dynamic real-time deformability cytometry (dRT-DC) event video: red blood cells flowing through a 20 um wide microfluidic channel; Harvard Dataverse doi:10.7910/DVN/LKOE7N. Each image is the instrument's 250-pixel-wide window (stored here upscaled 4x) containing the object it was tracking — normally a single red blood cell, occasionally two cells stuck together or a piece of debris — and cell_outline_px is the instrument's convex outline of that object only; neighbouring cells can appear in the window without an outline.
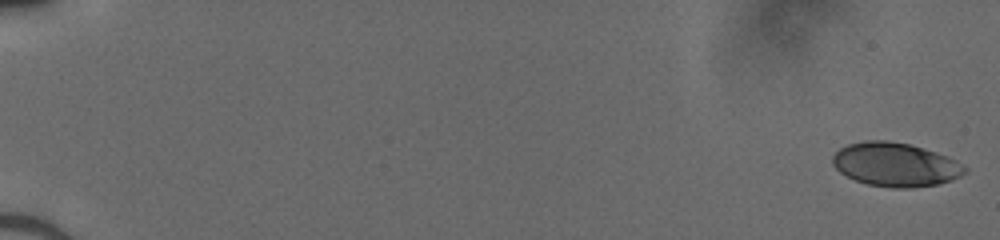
{"species": "human", "species_latin": "Homo sapiens", "temperature_condition": "cold", "stored_images_in_passage": 51, "camera_frame_rate_fps": 3000, "um_per_image_px": 0.085, "donor": {"sex": "male"}, "frame": {"image": 1, "passage_image": 1, "time_ms": 0.0, "image_size_px": [1000, 240], "cell_outline_px": [[968, 172], [952, 180], [936, 184], [912, 188], [892, 188], [868, 184], [856, 180], [840, 172], [832, 164], [832, 156], [840, 148], [848, 144], [864, 140], [888, 140], [908, 144], [924, 148], [948, 156], [956, 160], [968, 168]], "centroid_in_image_um": [76.13, 13.98], "position_along_channel_um": 8.9, "area_um2": 33.87}}
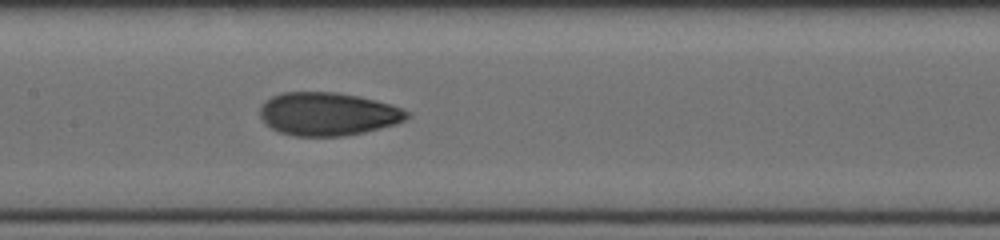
{"frame": {"image": 2, "passage_image": 28, "time_ms": 9.0, "image_size_px": [1000, 240], "cell_outline_px": [[412, 116], [396, 124], [364, 132], [344, 136], [296, 136], [280, 132], [272, 128], [260, 116], [260, 104], [272, 96], [284, 92], [336, 92], [360, 96], [392, 104], [412, 112]], "centroid_in_image_um": [27.92, 9.68], "position_along_channel_um": 179.5, "area_um2": 37.17}}
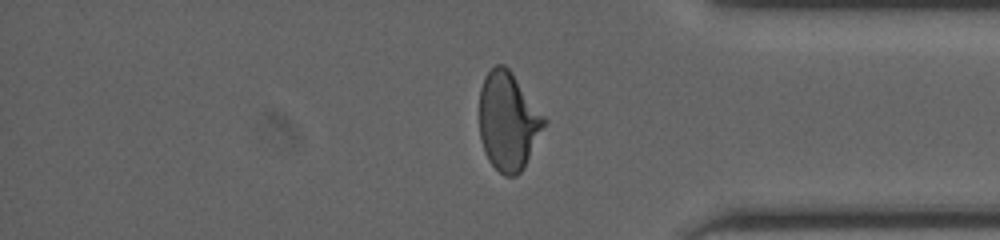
{"frame": {"image": 3, "passage_image": 44, "time_ms": 14.333, "image_size_px": [1000, 240], "cell_outline_px": [[548, 120], [524, 168], [516, 176], [504, 176], [488, 160], [484, 152], [480, 140], [480, 88], [484, 76], [496, 64], [504, 64], [508, 68]], "centroid_in_image_um": [43.19, 10.32], "position_along_channel_um": 392.0, "area_um2": 37.11}}